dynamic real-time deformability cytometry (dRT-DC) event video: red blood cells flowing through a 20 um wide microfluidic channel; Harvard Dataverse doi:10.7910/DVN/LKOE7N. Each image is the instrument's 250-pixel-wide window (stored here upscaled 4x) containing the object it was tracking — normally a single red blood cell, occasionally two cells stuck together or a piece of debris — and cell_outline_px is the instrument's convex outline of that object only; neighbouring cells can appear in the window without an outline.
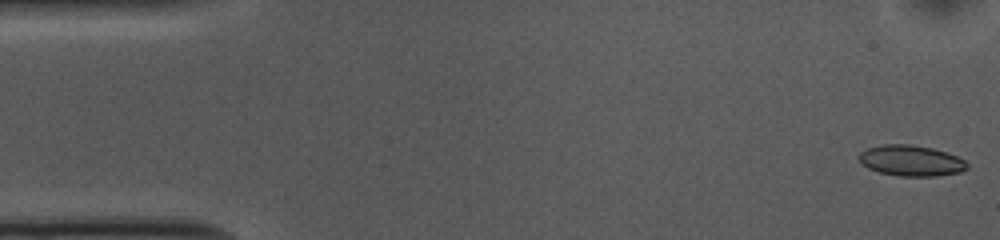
{"species": "common noctule bat (a hibernating species)", "species_latin": "Nyctalus noctula", "temperature_condition": "cold", "stored_images_in_passage": 52, "camera_frame_rate_fps": 3000, "um_per_image_px": 0.085, "animal": {"sex": "female", "body_mass_g": 10.0, "forearm_length_mm": 53.1}, "frame": {"image": 1, "passage_image": 1, "time_ms": 0.0, "image_size_px": [1000, 240], "cell_outline_px": [[968, 168], [960, 172], [936, 176], [900, 176], [880, 172], [868, 168], [860, 160], [860, 152], [868, 148], [884, 144], [908, 144], [932, 148], [948, 152], [964, 160], [968, 164]], "centroid_in_image_um": [77.48, 13.65], "position_along_channel_um": 7.5, "area_um2": 19.25}}
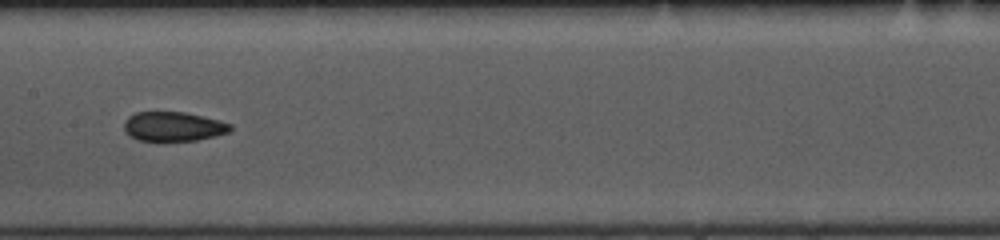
{"frame": {"image": 2, "passage_image": 25, "time_ms": 8.0, "image_size_px": [1000, 240], "cell_outline_px": [[232, 128], [228, 132], [216, 136], [196, 140], [160, 144], [140, 140], [132, 136], [124, 128], [124, 120], [128, 116], [136, 112], [184, 112], [232, 124]], "centroid_in_image_um": [14.7, 10.8], "position_along_channel_um": 192.7, "area_um2": 18.61}}
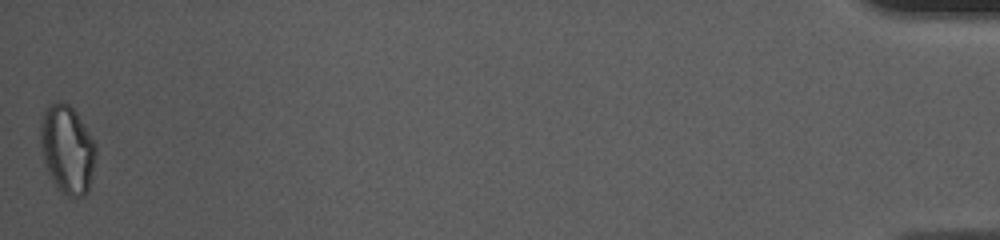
{"frame": {"image": 3, "passage_image": 52, "time_ms": 17.0, "image_size_px": [1000, 240], "cell_outline_px": [[96, 152], [92, 176], [88, 192], [84, 196], [68, 196], [56, 184], [48, 172], [44, 160], [40, 140], [40, 128], [44, 112], [48, 104], [60, 100], [68, 104], [76, 112], [96, 144]], "centroid_in_image_um": [5.73, 12.66], "position_along_channel_um": 429.5, "area_um2": 28.15}, "authors_computed_cell_mechanics": {"area_um2": 19.2763, "velocity_mm_per_s": 3.7432, "shape_relaxation_time_tau1_ms": 4.7146, "shape_relaxation_time_tau2_ms": 1.8851, "deformation_change_tau1": 0.0925, "deformation_change_tau2": 0.0452}}